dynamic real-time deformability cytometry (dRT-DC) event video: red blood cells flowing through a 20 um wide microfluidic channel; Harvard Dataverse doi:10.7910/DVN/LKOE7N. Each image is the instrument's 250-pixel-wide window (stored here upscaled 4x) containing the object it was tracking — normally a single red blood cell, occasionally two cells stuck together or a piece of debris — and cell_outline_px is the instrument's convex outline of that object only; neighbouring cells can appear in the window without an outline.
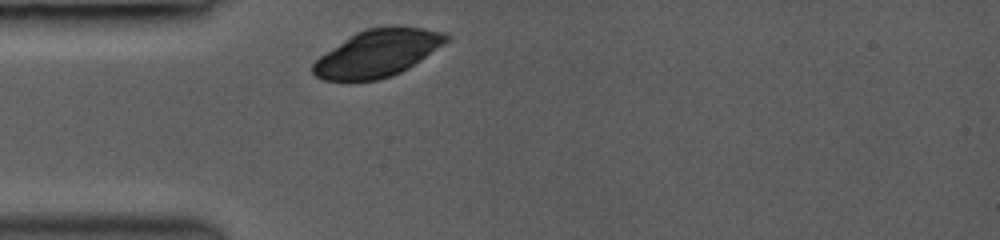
{"species": "common noctule bat (a hibernating species)", "species_latin": "Nyctalus noctula", "temperature_condition": "room temperature", "stored_images_in_passage": 29, "camera_frame_rate_fps": 3000, "um_per_image_px": 0.085, "animal": {"sex": "female", "body_mass_g": 19.0, "forearm_length_mm": 53.3}, "frame": {"image": 1, "passage_image": 1, "time_ms": 0.0, "image_size_px": [1000, 240], "cell_outline_px": [[452, 36], [448, 40], [420, 60], [408, 68], [392, 76], [376, 80], [324, 80], [316, 76], [312, 72], [312, 64], [320, 56], [356, 32], [368, 28], [420, 28], [448, 32]], "centroid_in_image_um": [32.09, 4.54], "position_along_channel_um": 52.9, "area_um2": 35.72}}
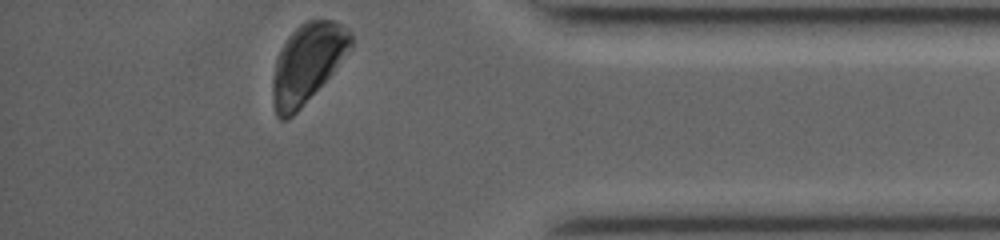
{"frame": {"image": 2, "passage_image": 29, "time_ms": 9.333, "image_size_px": [1000, 240], "cell_outline_px": [[352, 48], [336, 68], [300, 108], [288, 120], [280, 120], [276, 116], [272, 96], [272, 80], [276, 60], [280, 48], [288, 36], [300, 24], [308, 20], [332, 20], [344, 24], [352, 32]], "centroid_in_image_um": [26.13, 5.35], "position_along_channel_um": 409.1, "area_um2": 36.01}}